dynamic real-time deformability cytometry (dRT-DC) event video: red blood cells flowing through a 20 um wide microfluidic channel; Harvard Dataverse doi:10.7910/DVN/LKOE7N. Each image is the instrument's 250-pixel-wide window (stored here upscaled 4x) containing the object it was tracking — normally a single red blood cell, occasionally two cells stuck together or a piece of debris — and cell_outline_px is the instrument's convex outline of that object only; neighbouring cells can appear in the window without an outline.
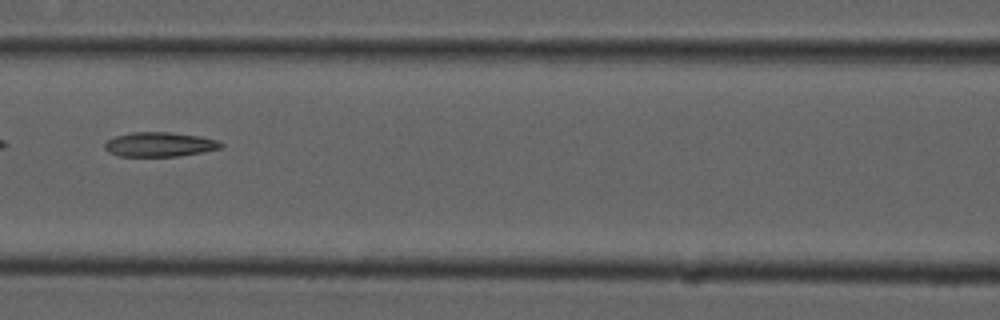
{"species": "common noctule bat (a hibernating species)", "species_latin": "Nyctalus noctula", "temperature_condition": "cold", "stored_images_in_passage": 9, "camera_frame_rate_fps": 3000, "um_per_image_px": 0.085, "animal": {"sex": "male", "forearm_length_mm": 52.5}, "frame": {"image": 1, "passage_image": 6, "time_ms": 1.667, "image_size_px": [1000, 320], "cell_outline_px": [[224, 144], [220, 148], [204, 152], [180, 156], [120, 156], [108, 152], [104, 148], [104, 144], [108, 140], [116, 136], [132, 132], [168, 132], [200, 136], [216, 140]], "centroid_in_image_um": [13.56, 12.28], "position_along_channel_um": 153.0, "area_um2": 16.53}}
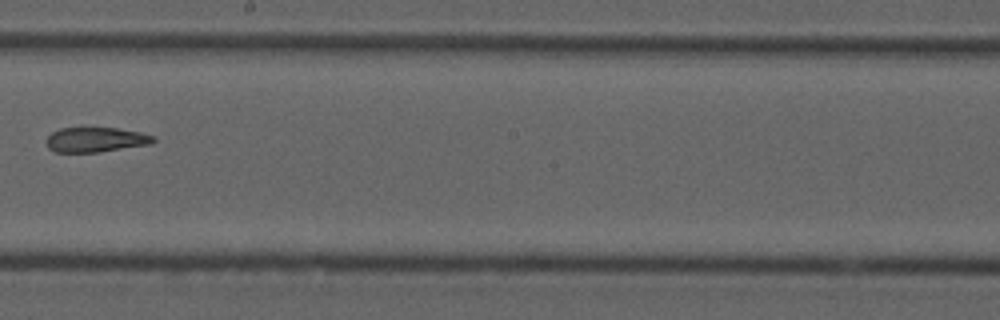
{"frame": {"image": 2, "passage_image": 8, "time_ms": 2.333, "image_size_px": [1000, 320], "cell_outline_px": [[156, 140], [152, 144], [100, 152], [56, 152], [48, 148], [48, 136], [52, 132], [60, 128], [116, 128], [140, 132], [156, 136]], "centroid_in_image_um": [8.19, 11.87], "position_along_channel_um": 240.0, "area_um2": 15.49}}
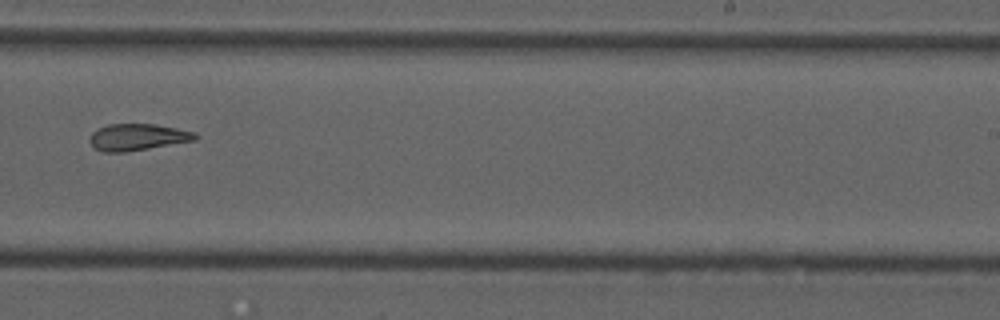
{"frame": {"image": 3, "passage_image": 9, "time_ms": 2.667, "image_size_px": [1000, 320], "cell_outline_px": [[200, 136], [196, 140], [124, 152], [104, 152], [96, 148], [88, 140], [92, 132], [96, 128], [108, 124], [156, 124], [196, 132]], "centroid_in_image_um": [11.7, 11.64], "position_along_channel_um": 277.3, "area_um2": 16.42}}